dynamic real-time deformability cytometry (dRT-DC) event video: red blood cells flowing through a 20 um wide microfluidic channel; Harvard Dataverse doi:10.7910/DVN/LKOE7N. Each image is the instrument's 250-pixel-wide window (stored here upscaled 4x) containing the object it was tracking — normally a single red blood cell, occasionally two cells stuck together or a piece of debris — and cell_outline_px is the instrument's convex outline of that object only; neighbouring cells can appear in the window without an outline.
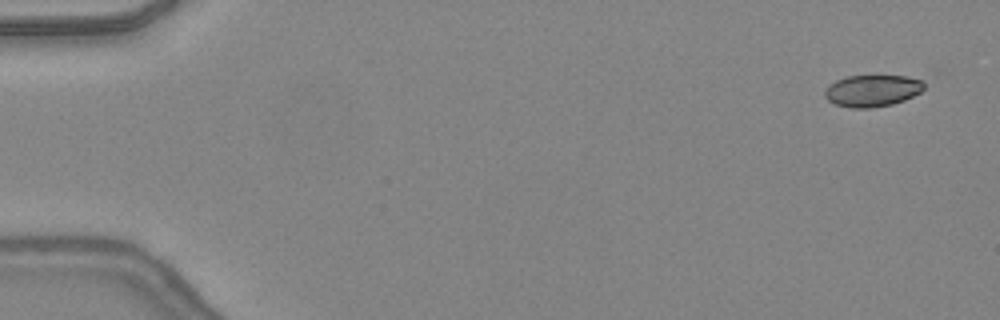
{"species": "common noctule bat (a hibernating species)", "species_latin": "Nyctalus noctula", "temperature_condition": "warm", "stored_images_in_passage": 46, "camera_frame_rate_fps": 3000, "um_per_image_px": 0.085, "animal": {"sex": "female", "body_mass_g": 24.6, "forearm_length_mm": 56.2}, "frame": {"image": 1, "passage_image": 1, "time_ms": 0.0, "image_size_px": [1000, 320], "cell_outline_px": [[924, 88], [920, 92], [904, 100], [892, 104], [872, 108], [852, 108], [836, 104], [828, 100], [824, 96], [824, 92], [828, 84], [836, 80], [848, 76], [904, 76], [924, 80]], "centroid_in_image_um": [74.13, 7.71], "position_along_channel_um": 10.9, "area_um2": 18.38}}
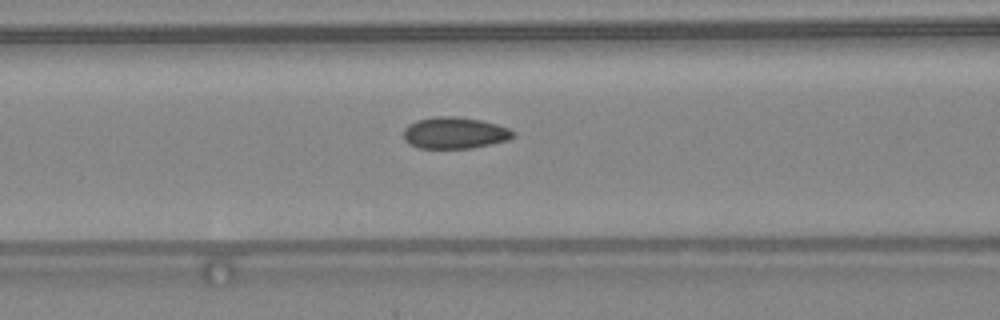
{"frame": {"image": 2, "passage_image": 19, "time_ms": 6.0, "image_size_px": [1000, 320], "cell_outline_px": [[516, 136], [508, 140], [472, 148], [416, 148], [408, 144], [404, 140], [404, 128], [408, 124], [416, 120], [436, 116], [456, 116], [480, 120], [496, 124], [508, 128]], "centroid_in_image_um": [38.6, 11.3], "position_along_channel_um": 128.0, "area_um2": 20.23}}
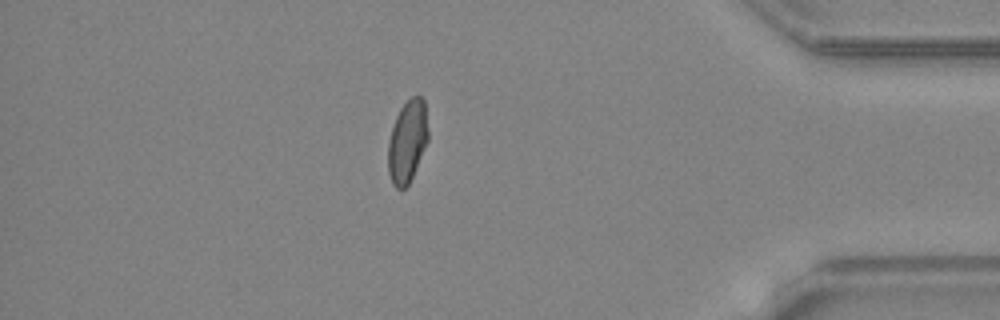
{"frame": {"image": 3, "passage_image": 40, "time_ms": 13.0, "image_size_px": [1000, 320], "cell_outline_px": [[428, 140], [412, 176], [408, 184], [404, 188], [396, 188], [392, 184], [388, 172], [388, 140], [396, 116], [400, 108], [412, 96], [420, 96], [424, 100], [428, 128]], "centroid_in_image_um": [34.61, 12.01], "position_along_channel_um": 400.6, "area_um2": 19.07}, "authors_computed_cell_mechanics": {"area_um2": 19.7676, "velocity_mm_per_s": 4.4124, "shape_relaxation_time_tau1_ms": null, "shape_relaxation_time_tau2_ms": 0.9505, "deformation_change_tau1": null, "deformation_change_tau2": 0.0435}}